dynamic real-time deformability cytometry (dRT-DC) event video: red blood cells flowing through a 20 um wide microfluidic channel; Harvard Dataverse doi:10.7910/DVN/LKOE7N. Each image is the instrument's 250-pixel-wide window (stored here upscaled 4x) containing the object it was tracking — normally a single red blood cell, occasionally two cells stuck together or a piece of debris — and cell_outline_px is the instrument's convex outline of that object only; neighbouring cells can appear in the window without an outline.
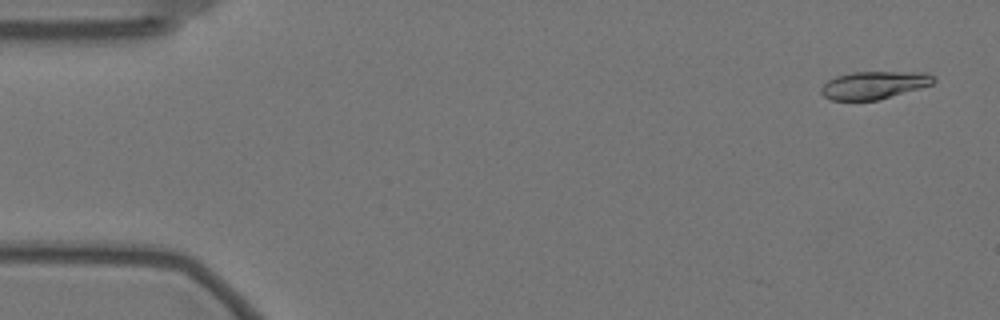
{"species": "Egyptian fruit bat (a non-hibernating species)", "species_latin": "Rousettus aegyptiacus", "temperature_condition": "warm", "stored_images_in_passage": 7, "camera_frame_rate_fps": 3000, "um_per_image_px": 0.085, "animal": {"sex": "female"}, "frame": {"image": 1, "passage_image": 3, "time_ms": 0.667, "image_size_px": [1000, 320], "cell_outline_px": [[936, 80], [932, 84], [920, 88], [876, 100], [832, 100], [824, 96], [820, 92], [820, 88], [828, 80], [836, 76], [852, 72], [924, 72], [936, 76]], "centroid_in_image_um": [74.3, 7.22], "position_along_channel_um": 10.7, "area_um2": 18.09}}